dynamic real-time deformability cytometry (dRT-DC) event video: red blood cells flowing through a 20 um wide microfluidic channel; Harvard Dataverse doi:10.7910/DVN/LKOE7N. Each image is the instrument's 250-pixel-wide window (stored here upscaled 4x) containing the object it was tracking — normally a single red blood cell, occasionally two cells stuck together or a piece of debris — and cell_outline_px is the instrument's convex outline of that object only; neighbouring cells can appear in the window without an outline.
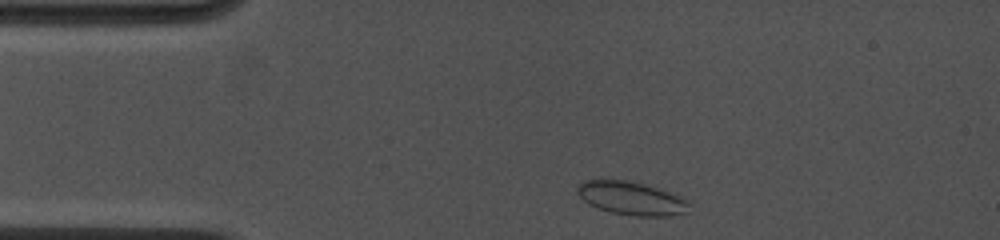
{"species": "common noctule bat (a hibernating species)", "species_latin": "Nyctalus noctula", "temperature_condition": "cold", "stored_images_in_passage": 18, "camera_frame_rate_fps": 4500, "um_per_image_px": 0.085, "animal": {"sex": "female", "body_mass_g": 19.0, "forearm_length_mm": 53.3}, "frame": {"image": 1, "passage_image": 1, "time_ms": 0.0, "image_size_px": [1000, 240], "cell_outline_px": [[688, 204], [684, 212], [672, 216], [636, 216], [612, 212], [588, 204], [576, 192], [576, 188], [584, 180], [628, 180], [644, 184], [680, 196], [688, 200]], "centroid_in_image_um": [53.63, 16.85], "position_along_channel_um": 31.4, "area_um2": 21.33}}
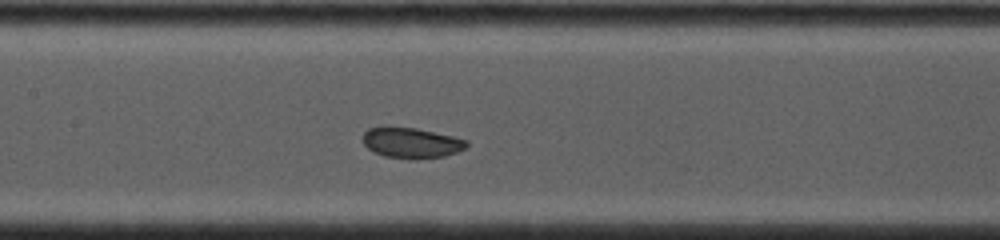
{"frame": {"image": 2, "passage_image": 11, "time_ms": 4.667, "image_size_px": [1000, 240], "cell_outline_px": [[468, 144], [464, 148], [456, 152], [444, 156], [384, 156], [372, 152], [364, 144], [364, 132], [368, 128], [380, 124], [384, 124], [416, 128], [452, 136], [468, 140]], "centroid_in_image_um": [34.89, 12.05], "position_along_channel_um": 172.5, "area_um2": 18.09}}
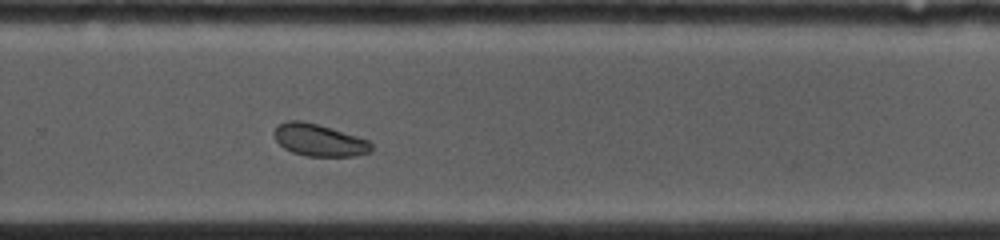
{"frame": {"image": 3, "passage_image": 18, "time_ms": 8.0, "image_size_px": [1000, 240], "cell_outline_px": [[372, 152], [352, 156], [308, 156], [292, 152], [284, 148], [276, 140], [272, 132], [280, 124], [288, 120], [300, 120], [332, 128], [372, 140]], "centroid_in_image_um": [27.17, 11.91], "position_along_channel_um": 302.6, "area_um2": 18.32}}